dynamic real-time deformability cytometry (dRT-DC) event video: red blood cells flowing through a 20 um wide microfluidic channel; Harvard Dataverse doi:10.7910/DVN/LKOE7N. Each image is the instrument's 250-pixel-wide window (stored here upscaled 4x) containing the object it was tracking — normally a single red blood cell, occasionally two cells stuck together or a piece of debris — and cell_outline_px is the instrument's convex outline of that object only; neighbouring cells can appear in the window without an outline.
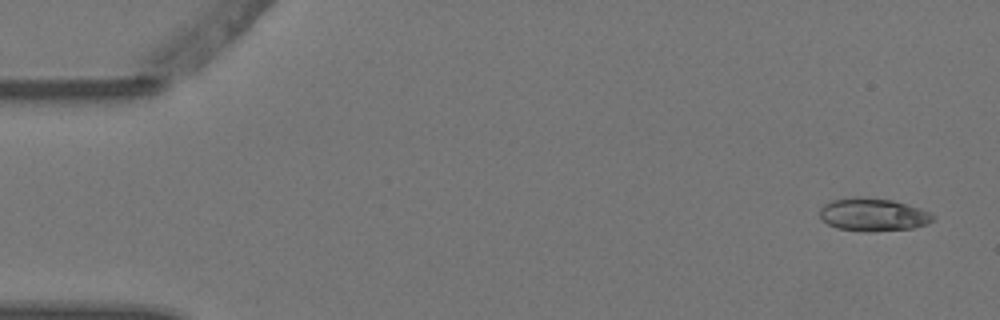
{"species": "Egyptian fruit bat (a non-hibernating species)", "species_latin": "Rousettus aegyptiacus", "temperature_condition": "warm", "stored_images_in_passage": 6, "camera_frame_rate_fps": 3000, "um_per_image_px": 0.085, "animal": {"sex": "female"}, "frame": {"image": 1, "passage_image": 1, "time_ms": 0.0, "image_size_px": [1000, 320], "cell_outline_px": [[936, 216], [932, 220], [924, 224], [912, 228], [872, 232], [868, 232], [836, 228], [820, 220], [820, 208], [824, 204], [832, 200], [892, 200], [920, 208], [932, 212]], "centroid_in_image_um": [74.23, 18.3], "position_along_channel_um": 10.8, "area_um2": 20.98}}
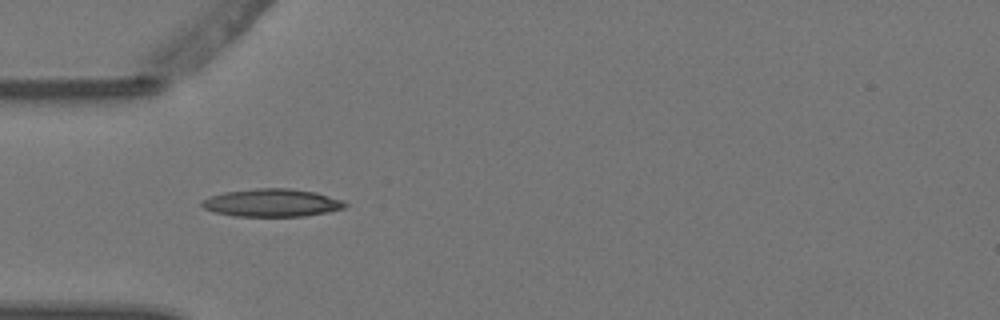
{"frame": {"image": 2, "passage_image": 5, "time_ms": 1.333, "image_size_px": [1000, 320], "cell_outline_px": [[348, 204], [344, 208], [328, 212], [304, 216], [236, 216], [212, 212], [204, 208], [200, 204], [204, 200], [212, 196], [224, 192], [256, 188], [292, 188], [316, 192], [344, 200]], "centroid_in_image_um": [23.15, 17.23], "position_along_channel_um": 61.8, "area_um2": 23.29}}
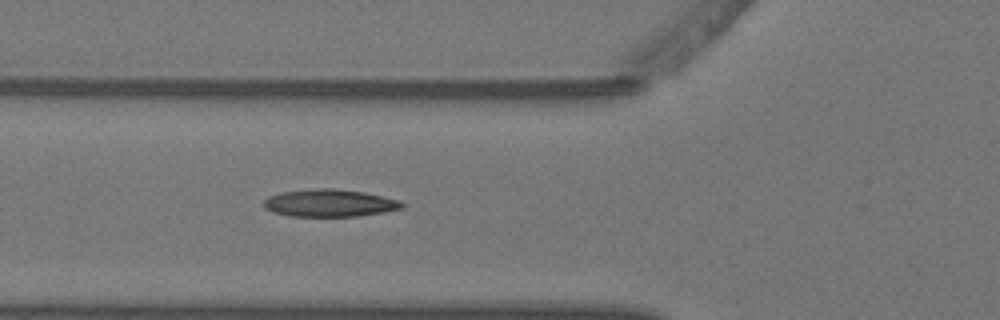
{"frame": {"image": 3, "passage_image": 6, "time_ms": 1.667, "image_size_px": [1000, 320], "cell_outline_px": [[404, 208], [384, 212], [356, 216], [292, 216], [276, 212], [264, 208], [264, 200], [268, 196], [280, 192], [316, 188], [332, 188], [364, 192], [400, 200], [404, 204]], "centroid_in_image_um": [28.03, 17.25], "position_along_channel_um": 97.8, "area_um2": 22.02}}